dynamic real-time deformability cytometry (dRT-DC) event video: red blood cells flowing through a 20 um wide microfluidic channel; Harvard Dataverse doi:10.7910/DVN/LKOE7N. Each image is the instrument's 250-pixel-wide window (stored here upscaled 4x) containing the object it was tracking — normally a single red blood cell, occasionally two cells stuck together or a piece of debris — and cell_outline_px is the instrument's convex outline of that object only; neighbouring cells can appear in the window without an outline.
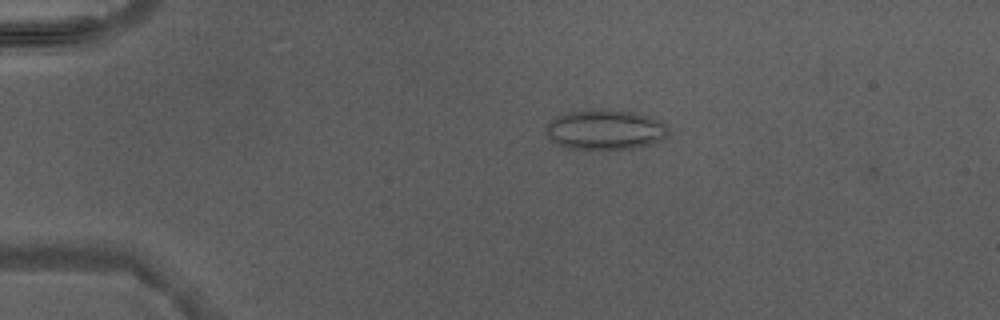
{"species": "Egyptian fruit bat (a non-hibernating species)", "species_latin": "Rousettus aegyptiacus", "temperature_condition": "warm", "stored_images_in_passage": 4, "camera_frame_rate_fps": 3000, "um_per_image_px": 0.085, "animal": {"sex": "male"}, "frame": {"image": 1, "passage_image": 2, "time_ms": 1.333, "image_size_px": [1000, 320], "cell_outline_px": [[668, 136], [664, 140], [640, 148], [588, 152], [568, 148], [556, 144], [544, 132], [548, 124], [556, 116], [568, 112], [588, 108], [600, 108], [632, 112], [648, 116], [660, 120], [668, 128]], "centroid_in_image_um": [51.44, 11.06], "position_along_channel_um": 33.6, "area_um2": 29.82}}